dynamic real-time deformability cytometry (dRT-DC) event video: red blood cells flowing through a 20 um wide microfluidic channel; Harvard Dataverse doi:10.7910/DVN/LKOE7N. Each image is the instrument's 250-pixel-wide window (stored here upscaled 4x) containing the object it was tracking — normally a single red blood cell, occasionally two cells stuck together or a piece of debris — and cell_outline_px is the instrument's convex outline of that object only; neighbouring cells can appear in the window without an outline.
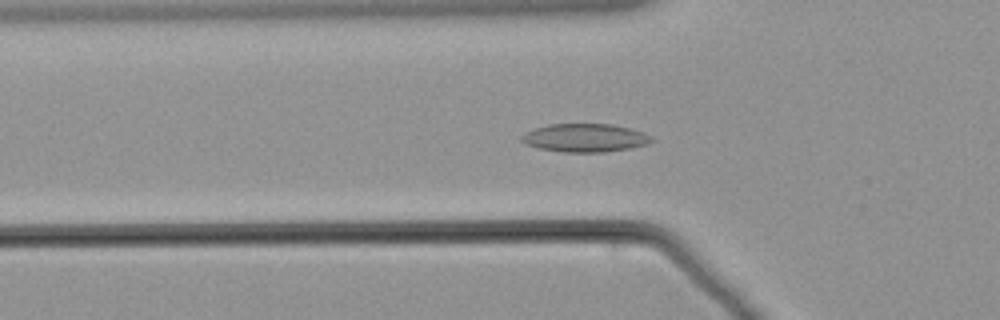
{"species": "common noctule bat (a hibernating species)", "species_latin": "Nyctalus noctula", "temperature_condition": "warm", "stored_images_in_passage": 57, "camera_frame_rate_fps": 3000, "um_per_image_px": 0.085, "animal": {"sex": "male", "body_mass_g": 21.5, "forearm_length_mm": 52.0}, "frame": {"image": 1, "passage_image": 17, "time_ms": 5.333, "image_size_px": [1000, 320], "cell_outline_px": [[656, 140], [648, 144], [632, 148], [604, 152], [564, 152], [540, 148], [524, 144], [520, 140], [520, 136], [536, 128], [548, 124], [612, 124], [632, 128], [644, 132], [652, 136]], "centroid_in_image_um": [49.79, 11.71], "position_along_channel_um": 76.0, "area_um2": 21.62}}
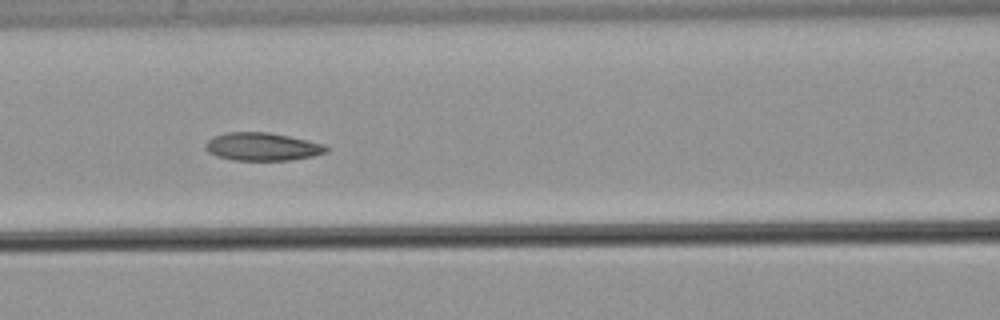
{"frame": {"image": 2, "passage_image": 23, "time_ms": 7.333, "image_size_px": [1000, 320], "cell_outline_px": [[328, 152], [312, 156], [288, 160], [232, 160], [216, 156], [208, 152], [204, 148], [204, 144], [212, 136], [228, 132], [268, 132], [288, 136], [320, 144], [328, 148]], "centroid_in_image_um": [22.21, 12.47], "position_along_channel_um": 144.4, "area_um2": 19.54}}
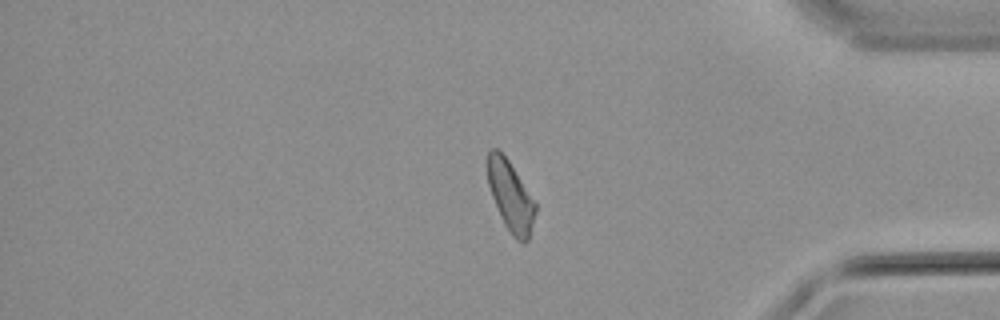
{"frame": {"image": 3, "passage_image": 47, "time_ms": 15.333, "image_size_px": [1000, 320], "cell_outline_px": [[536, 212], [528, 240], [524, 244], [516, 240], [512, 236], [504, 224], [500, 216], [492, 196], [488, 184], [488, 152], [492, 148], [496, 148], [508, 160], [536, 204]], "centroid_in_image_um": [43.4, 16.73], "position_along_channel_um": 391.8, "area_um2": 19.19}}